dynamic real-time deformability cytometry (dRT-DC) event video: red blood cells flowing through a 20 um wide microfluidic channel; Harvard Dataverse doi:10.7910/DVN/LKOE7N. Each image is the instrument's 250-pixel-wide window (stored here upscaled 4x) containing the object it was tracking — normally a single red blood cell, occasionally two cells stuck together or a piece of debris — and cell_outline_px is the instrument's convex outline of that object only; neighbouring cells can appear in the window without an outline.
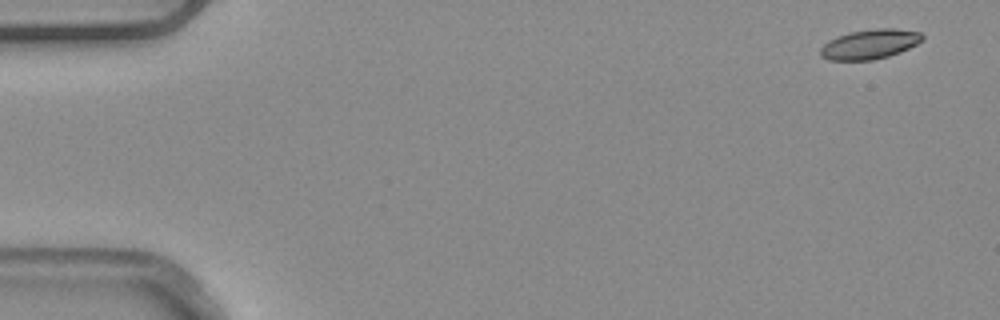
{"species": "common noctule bat (a hibernating species)", "species_latin": "Nyctalus noctula", "temperature_condition": "warm", "stored_images_in_passage": 5, "camera_frame_rate_fps": 3000, "um_per_image_px": 0.085, "animal": {"sex": "male", "body_mass_g": 20.4}, "frame": {"image": 1, "passage_image": 1, "time_ms": 0.0, "image_size_px": [1000, 320], "cell_outline_px": [[924, 40], [900, 52], [888, 56], [872, 60], [828, 60], [820, 56], [820, 48], [828, 40], [836, 36], [852, 32], [876, 28], [896, 28], [920, 32], [924, 36]], "centroid_in_image_um": [73.93, 3.75], "position_along_channel_um": 11.1, "area_um2": 17.69}}
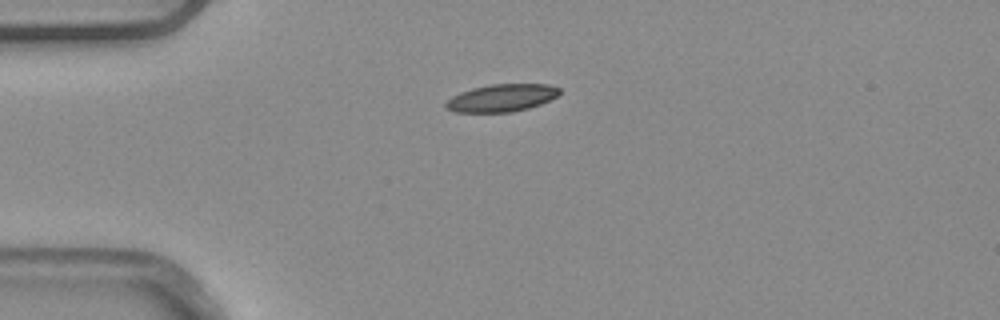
{"frame": {"image": 2, "passage_image": 4, "time_ms": 1.0, "image_size_px": [1000, 320], "cell_outline_px": [[560, 92], [556, 96], [540, 104], [528, 108], [512, 112], [456, 112], [448, 108], [444, 104], [452, 96], [460, 92], [472, 88], [492, 84], [548, 84], [560, 88]], "centroid_in_image_um": [42.64, 8.31], "position_along_channel_um": 42.4, "area_um2": 18.03}}